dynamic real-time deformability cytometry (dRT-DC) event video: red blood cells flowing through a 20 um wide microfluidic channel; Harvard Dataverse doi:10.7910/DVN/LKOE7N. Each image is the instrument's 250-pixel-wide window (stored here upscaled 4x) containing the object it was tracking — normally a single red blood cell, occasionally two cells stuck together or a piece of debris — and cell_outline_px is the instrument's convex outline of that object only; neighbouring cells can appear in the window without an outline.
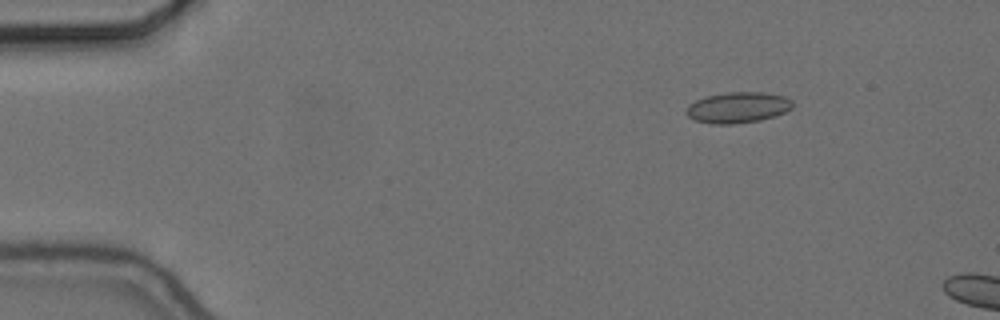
{"species": "common noctule bat (a hibernating species)", "species_latin": "Nyctalus noctula", "temperature_condition": "cold", "stored_images_in_passage": 5, "camera_frame_rate_fps": 3000, "um_per_image_px": 0.085, "animal": {"sex": "female", "body_mass_g": 24.6, "forearm_length_mm": 56.2}, "frame": {"image": 1, "passage_image": 1, "time_ms": 0.0, "image_size_px": [1000, 320], "cell_outline_px": [[792, 108], [776, 116], [760, 120], [732, 124], [712, 124], [696, 120], [688, 116], [684, 112], [688, 104], [696, 100], [708, 96], [728, 92], [764, 92], [784, 96], [792, 100]], "centroid_in_image_um": [62.71, 9.14], "position_along_channel_um": 22.3, "area_um2": 19.13}}